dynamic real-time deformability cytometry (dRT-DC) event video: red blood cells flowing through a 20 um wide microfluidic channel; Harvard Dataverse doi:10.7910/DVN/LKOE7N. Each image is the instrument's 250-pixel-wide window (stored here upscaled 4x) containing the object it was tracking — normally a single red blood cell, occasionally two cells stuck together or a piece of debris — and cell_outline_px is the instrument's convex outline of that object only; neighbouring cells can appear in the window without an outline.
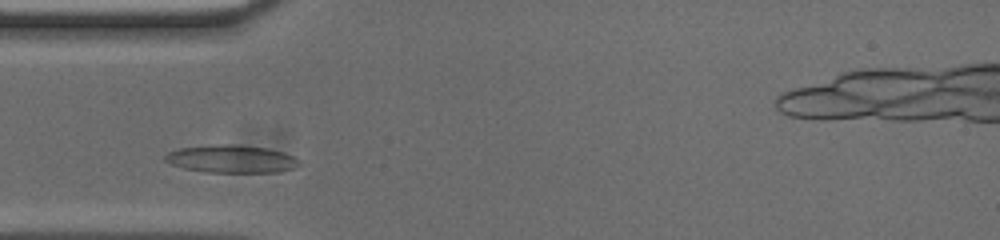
{"species": "common noctule bat (a hibernating species)", "species_latin": "Nyctalus noctula", "temperature_condition": "cold", "stored_images_in_passage": 32, "camera_frame_rate_fps": 3000, "um_per_image_px": 0.085, "animal": {"sex": "male", "body_mass_g": 20.0, "forearm_length_mm": 53.3}, "frame": {"image": 1, "passage_image": 5, "time_ms": 1.333, "image_size_px": [1000, 240], "cell_outline_px": [[304, 164], [296, 168], [280, 172], [204, 172], [184, 168], [172, 164], [164, 160], [164, 156], [168, 152], [180, 148], [212, 144], [236, 144], [268, 148], [284, 152], [300, 160]], "centroid_in_image_um": [19.73, 13.51], "position_along_channel_um": 65.3, "area_um2": 22.02}}
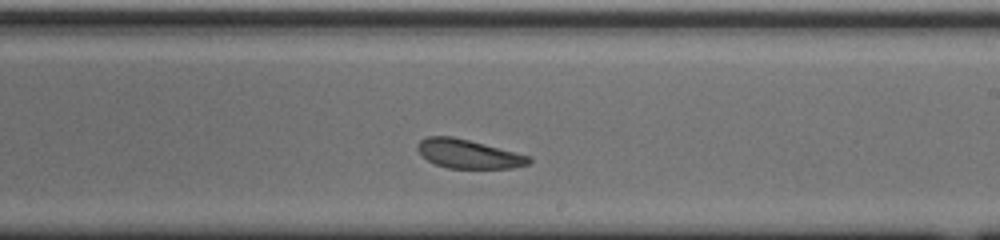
{"frame": {"image": 2, "passage_image": 20, "time_ms": 6.333, "image_size_px": [1000, 240], "cell_outline_px": [[532, 160], [528, 164], [512, 168], [448, 168], [436, 164], [420, 156], [416, 148], [416, 144], [420, 140], [428, 136], [452, 136], [532, 156]], "centroid_in_image_um": [39.79, 13.08], "position_along_channel_um": 249.2, "area_um2": 18.79}}
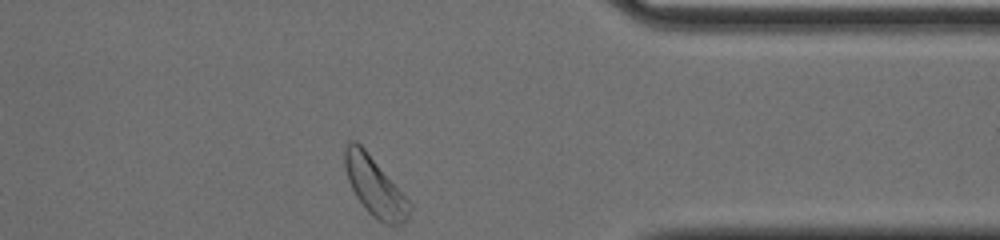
{"frame": {"image": 3, "passage_image": 32, "time_ms": 10.333, "image_size_px": [1000, 240], "cell_outline_px": [[412, 208], [408, 216], [400, 224], [384, 224], [372, 216], [368, 212], [356, 196], [348, 180], [344, 168], [344, 148], [352, 140], [356, 140], [364, 148], [412, 204]], "centroid_in_image_um": [31.84, 15.85], "position_along_channel_um": 379.6, "area_um2": 21.85}, "authors_computed_cell_mechanics": {"area_um2": 19.9988, "velocity_mm_per_s": 3.6771, "shape_relaxation_time_tau1_ms": 3.0069, "shape_relaxation_time_tau2_ms": 5.6709, "deformation_change_tau1": 0.064, "deformation_change_tau2": 0.1357}}